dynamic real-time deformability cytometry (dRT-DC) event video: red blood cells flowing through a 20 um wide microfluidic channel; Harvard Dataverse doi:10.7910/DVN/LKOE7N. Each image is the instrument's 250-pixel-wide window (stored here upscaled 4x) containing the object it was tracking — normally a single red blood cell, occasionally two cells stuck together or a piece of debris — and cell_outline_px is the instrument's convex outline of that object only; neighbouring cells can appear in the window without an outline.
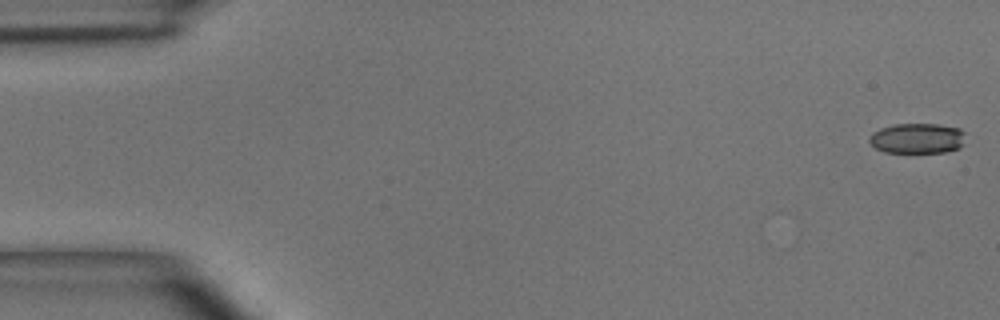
{"species": "common noctule bat (a hibernating species)", "species_latin": "Nyctalus noctula", "temperature_condition": "room temperature", "stored_images_in_passage": 45, "camera_frame_rate_fps": 3000, "um_per_image_px": 0.085, "animal": {"sex": "male", "body_mass_g": 15.6}, "frame": {"image": 1, "passage_image": 1, "time_ms": 0.0, "image_size_px": [1000, 320], "cell_outline_px": [[964, 144], [960, 148], [948, 152], [884, 152], [876, 148], [868, 140], [868, 136], [872, 132], [880, 128], [892, 124], [936, 124], [960, 128], [964, 132]], "centroid_in_image_um": [77.97, 11.75], "position_along_channel_um": 7.0, "area_um2": 17.17}}
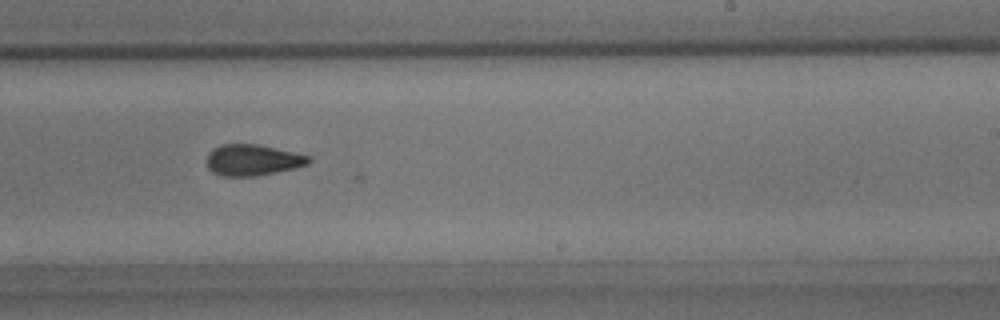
{"frame": {"image": 2, "passage_image": 31, "time_ms": 10.0, "image_size_px": [1000, 320], "cell_outline_px": [[312, 160], [308, 164], [296, 168], [256, 176], [224, 176], [212, 172], [208, 168], [208, 152], [212, 148], [220, 144], [256, 144], [312, 156]], "centroid_in_image_um": [21.49, 13.6], "position_along_channel_um": 267.5, "area_um2": 18.55}}
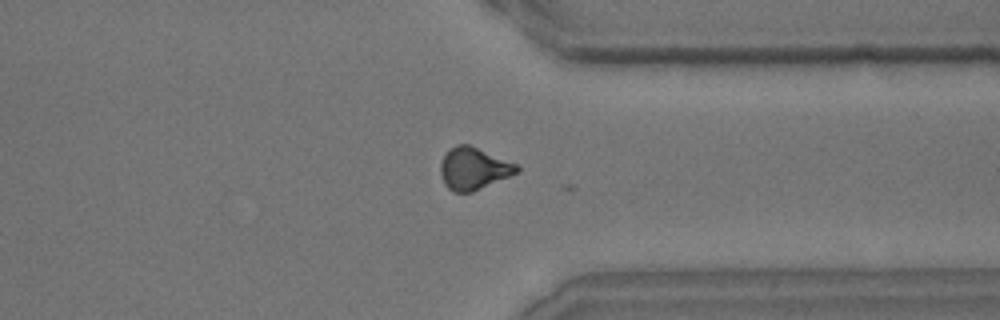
{"frame": {"image": 3, "passage_image": 39, "time_ms": 12.667, "image_size_px": [1000, 320], "cell_outline_px": [[520, 172], [472, 192], [452, 192], [444, 184], [440, 172], [440, 164], [444, 156], [456, 144], [468, 144], [516, 164], [520, 168]], "centroid_in_image_um": [40.25, 14.35], "position_along_channel_um": 371.1, "area_um2": 18.55}}